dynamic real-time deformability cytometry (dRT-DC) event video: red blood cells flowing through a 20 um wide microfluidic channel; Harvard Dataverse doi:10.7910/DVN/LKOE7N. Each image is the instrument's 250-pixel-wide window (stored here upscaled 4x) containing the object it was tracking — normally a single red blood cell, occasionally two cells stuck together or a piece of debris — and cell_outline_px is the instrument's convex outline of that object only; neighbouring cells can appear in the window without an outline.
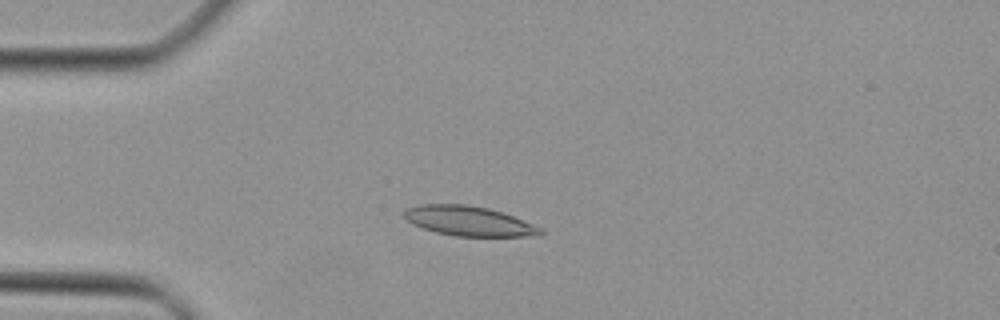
{"species": "Egyptian fruit bat (a non-hibernating species)", "species_latin": "Rousettus aegyptiacus", "temperature_condition": "cold", "stored_images_in_passage": 46, "camera_frame_rate_fps": 3000, "um_per_image_px": 0.085, "animal": {"sex": "female"}, "frame": {"image": 1, "passage_image": 11, "time_ms": 3.333, "image_size_px": [1000, 320], "cell_outline_px": [[544, 232], [540, 236], [456, 236], [436, 232], [412, 224], [400, 212], [408, 208], [420, 204], [468, 204], [488, 208], [504, 212], [544, 228]], "centroid_in_image_um": [39.89, 18.78], "position_along_channel_um": 45.1, "area_um2": 23.87}}
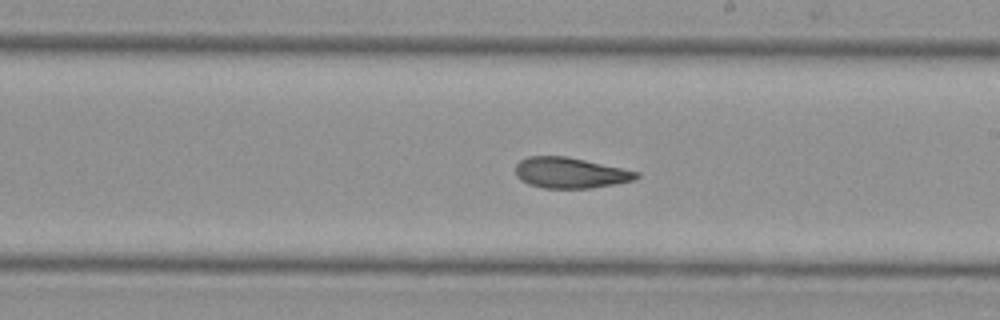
{"frame": {"image": 2, "passage_image": 26, "time_ms": 8.333, "image_size_px": [1000, 320], "cell_outline_px": [[640, 176], [636, 180], [616, 184], [592, 188], [544, 188], [528, 184], [520, 180], [516, 176], [516, 164], [520, 160], [528, 156], [568, 156], [640, 172]], "centroid_in_image_um": [48.49, 14.69], "position_along_channel_um": 240.5, "area_um2": 21.85}}
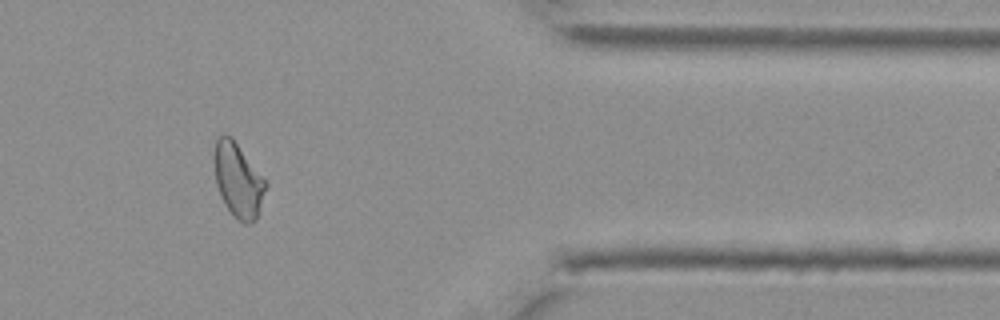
{"frame": {"image": 3, "passage_image": 38, "time_ms": 12.333, "image_size_px": [1000, 320], "cell_outline_px": [[268, 184], [256, 220], [252, 224], [244, 224], [236, 220], [224, 204], [220, 196], [216, 184], [216, 140], [224, 132], [232, 136]], "centroid_in_image_um": [20.27, 15.36], "position_along_channel_um": 391.1, "area_um2": 22.14}}